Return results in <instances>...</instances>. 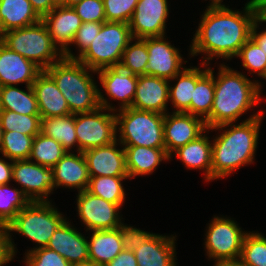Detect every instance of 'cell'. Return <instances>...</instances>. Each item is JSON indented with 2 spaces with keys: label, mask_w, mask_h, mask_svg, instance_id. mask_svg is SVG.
<instances>
[{
  "label": "cell",
  "mask_w": 266,
  "mask_h": 266,
  "mask_svg": "<svg viewBox=\"0 0 266 266\" xmlns=\"http://www.w3.org/2000/svg\"><path fill=\"white\" fill-rule=\"evenodd\" d=\"M245 14L227 7H210L205 10L202 20L192 40L191 55L205 53L208 58L214 56L231 59L250 38V30L257 19V7L254 0L247 2ZM207 62V63H206Z\"/></svg>",
  "instance_id": "obj_1"
},
{
  "label": "cell",
  "mask_w": 266,
  "mask_h": 266,
  "mask_svg": "<svg viewBox=\"0 0 266 266\" xmlns=\"http://www.w3.org/2000/svg\"><path fill=\"white\" fill-rule=\"evenodd\" d=\"M262 114L263 112H259L251 115L238 125L226 123L210 128L213 130L232 127L213 140L212 180L226 177L241 166L253 162Z\"/></svg>",
  "instance_id": "obj_2"
},
{
  "label": "cell",
  "mask_w": 266,
  "mask_h": 266,
  "mask_svg": "<svg viewBox=\"0 0 266 266\" xmlns=\"http://www.w3.org/2000/svg\"><path fill=\"white\" fill-rule=\"evenodd\" d=\"M214 86L213 106L210 117L205 121L207 129L233 123L261 100L258 82H251L242 73L223 64L217 78L214 77Z\"/></svg>",
  "instance_id": "obj_3"
},
{
  "label": "cell",
  "mask_w": 266,
  "mask_h": 266,
  "mask_svg": "<svg viewBox=\"0 0 266 266\" xmlns=\"http://www.w3.org/2000/svg\"><path fill=\"white\" fill-rule=\"evenodd\" d=\"M87 69L96 72L77 59L63 57L45 71L56 82L72 114L92 112L99 107L116 111L101 95Z\"/></svg>",
  "instance_id": "obj_4"
},
{
  "label": "cell",
  "mask_w": 266,
  "mask_h": 266,
  "mask_svg": "<svg viewBox=\"0 0 266 266\" xmlns=\"http://www.w3.org/2000/svg\"><path fill=\"white\" fill-rule=\"evenodd\" d=\"M1 42L34 62L42 70H46L64 57L60 50L58 52L59 48L54 44L42 20L24 28L6 31Z\"/></svg>",
  "instance_id": "obj_5"
},
{
  "label": "cell",
  "mask_w": 266,
  "mask_h": 266,
  "mask_svg": "<svg viewBox=\"0 0 266 266\" xmlns=\"http://www.w3.org/2000/svg\"><path fill=\"white\" fill-rule=\"evenodd\" d=\"M50 204L49 200L47 202H30L6 226L12 258L15 255V245L12 243L11 231H16L39 244L40 246L36 248L47 247L55 230L66 220Z\"/></svg>",
  "instance_id": "obj_6"
},
{
  "label": "cell",
  "mask_w": 266,
  "mask_h": 266,
  "mask_svg": "<svg viewBox=\"0 0 266 266\" xmlns=\"http://www.w3.org/2000/svg\"><path fill=\"white\" fill-rule=\"evenodd\" d=\"M133 40L128 23L103 22L97 36L77 60L95 71L118 67L124 50Z\"/></svg>",
  "instance_id": "obj_7"
},
{
  "label": "cell",
  "mask_w": 266,
  "mask_h": 266,
  "mask_svg": "<svg viewBox=\"0 0 266 266\" xmlns=\"http://www.w3.org/2000/svg\"><path fill=\"white\" fill-rule=\"evenodd\" d=\"M122 145L165 148L163 136L164 114L134 108L115 114Z\"/></svg>",
  "instance_id": "obj_8"
},
{
  "label": "cell",
  "mask_w": 266,
  "mask_h": 266,
  "mask_svg": "<svg viewBox=\"0 0 266 266\" xmlns=\"http://www.w3.org/2000/svg\"><path fill=\"white\" fill-rule=\"evenodd\" d=\"M104 110H106L104 107H99L92 112L75 114L79 152L108 145L117 140L115 114L103 113Z\"/></svg>",
  "instance_id": "obj_9"
},
{
  "label": "cell",
  "mask_w": 266,
  "mask_h": 266,
  "mask_svg": "<svg viewBox=\"0 0 266 266\" xmlns=\"http://www.w3.org/2000/svg\"><path fill=\"white\" fill-rule=\"evenodd\" d=\"M247 233L231 219L214 217L206 233L205 247L216 263L240 258Z\"/></svg>",
  "instance_id": "obj_10"
},
{
  "label": "cell",
  "mask_w": 266,
  "mask_h": 266,
  "mask_svg": "<svg viewBox=\"0 0 266 266\" xmlns=\"http://www.w3.org/2000/svg\"><path fill=\"white\" fill-rule=\"evenodd\" d=\"M12 180L21 184V190L30 202H47L55 187L52 168L29 159L13 161Z\"/></svg>",
  "instance_id": "obj_11"
},
{
  "label": "cell",
  "mask_w": 266,
  "mask_h": 266,
  "mask_svg": "<svg viewBox=\"0 0 266 266\" xmlns=\"http://www.w3.org/2000/svg\"><path fill=\"white\" fill-rule=\"evenodd\" d=\"M77 208L79 218L91 232L116 229L122 224L118 215L119 205L105 201L87 190L78 193Z\"/></svg>",
  "instance_id": "obj_12"
},
{
  "label": "cell",
  "mask_w": 266,
  "mask_h": 266,
  "mask_svg": "<svg viewBox=\"0 0 266 266\" xmlns=\"http://www.w3.org/2000/svg\"><path fill=\"white\" fill-rule=\"evenodd\" d=\"M168 11L167 0H138L128 23L132 38L164 36Z\"/></svg>",
  "instance_id": "obj_13"
},
{
  "label": "cell",
  "mask_w": 266,
  "mask_h": 266,
  "mask_svg": "<svg viewBox=\"0 0 266 266\" xmlns=\"http://www.w3.org/2000/svg\"><path fill=\"white\" fill-rule=\"evenodd\" d=\"M167 114H165L163 122V136L166 152L171 158L173 151L197 139L208 129L203 119L190 113Z\"/></svg>",
  "instance_id": "obj_14"
},
{
  "label": "cell",
  "mask_w": 266,
  "mask_h": 266,
  "mask_svg": "<svg viewBox=\"0 0 266 266\" xmlns=\"http://www.w3.org/2000/svg\"><path fill=\"white\" fill-rule=\"evenodd\" d=\"M164 37L142 39L146 43L148 50L146 75L172 80L173 77L182 71L181 64L183 60L179 51L165 41Z\"/></svg>",
  "instance_id": "obj_15"
},
{
  "label": "cell",
  "mask_w": 266,
  "mask_h": 266,
  "mask_svg": "<svg viewBox=\"0 0 266 266\" xmlns=\"http://www.w3.org/2000/svg\"><path fill=\"white\" fill-rule=\"evenodd\" d=\"M41 20L45 23L54 44L61 47L59 50L63 53V56L68 59H76L68 46L72 44L82 21L73 7L58 4Z\"/></svg>",
  "instance_id": "obj_16"
},
{
  "label": "cell",
  "mask_w": 266,
  "mask_h": 266,
  "mask_svg": "<svg viewBox=\"0 0 266 266\" xmlns=\"http://www.w3.org/2000/svg\"><path fill=\"white\" fill-rule=\"evenodd\" d=\"M118 139L108 145L95 147L83 152L89 176L129 177L124 148L116 149Z\"/></svg>",
  "instance_id": "obj_17"
},
{
  "label": "cell",
  "mask_w": 266,
  "mask_h": 266,
  "mask_svg": "<svg viewBox=\"0 0 266 266\" xmlns=\"http://www.w3.org/2000/svg\"><path fill=\"white\" fill-rule=\"evenodd\" d=\"M170 81L152 75H139L131 108L165 115Z\"/></svg>",
  "instance_id": "obj_18"
},
{
  "label": "cell",
  "mask_w": 266,
  "mask_h": 266,
  "mask_svg": "<svg viewBox=\"0 0 266 266\" xmlns=\"http://www.w3.org/2000/svg\"><path fill=\"white\" fill-rule=\"evenodd\" d=\"M42 71L34 62L0 42V87L23 82L30 86Z\"/></svg>",
  "instance_id": "obj_19"
},
{
  "label": "cell",
  "mask_w": 266,
  "mask_h": 266,
  "mask_svg": "<svg viewBox=\"0 0 266 266\" xmlns=\"http://www.w3.org/2000/svg\"><path fill=\"white\" fill-rule=\"evenodd\" d=\"M47 248L56 251L73 266L89 263L88 240L66 220L55 230Z\"/></svg>",
  "instance_id": "obj_20"
},
{
  "label": "cell",
  "mask_w": 266,
  "mask_h": 266,
  "mask_svg": "<svg viewBox=\"0 0 266 266\" xmlns=\"http://www.w3.org/2000/svg\"><path fill=\"white\" fill-rule=\"evenodd\" d=\"M41 118L72 114L53 78L43 70L32 84Z\"/></svg>",
  "instance_id": "obj_21"
},
{
  "label": "cell",
  "mask_w": 266,
  "mask_h": 266,
  "mask_svg": "<svg viewBox=\"0 0 266 266\" xmlns=\"http://www.w3.org/2000/svg\"><path fill=\"white\" fill-rule=\"evenodd\" d=\"M96 72L107 95L114 100L122 101L119 110L130 108L135 96L138 75L127 72L119 66L106 67Z\"/></svg>",
  "instance_id": "obj_22"
},
{
  "label": "cell",
  "mask_w": 266,
  "mask_h": 266,
  "mask_svg": "<svg viewBox=\"0 0 266 266\" xmlns=\"http://www.w3.org/2000/svg\"><path fill=\"white\" fill-rule=\"evenodd\" d=\"M55 187L65 186L84 191L89 183V171L83 152L78 155L66 152L52 168Z\"/></svg>",
  "instance_id": "obj_23"
},
{
  "label": "cell",
  "mask_w": 266,
  "mask_h": 266,
  "mask_svg": "<svg viewBox=\"0 0 266 266\" xmlns=\"http://www.w3.org/2000/svg\"><path fill=\"white\" fill-rule=\"evenodd\" d=\"M175 237L154 234L144 245L134 250L138 266H176Z\"/></svg>",
  "instance_id": "obj_24"
},
{
  "label": "cell",
  "mask_w": 266,
  "mask_h": 266,
  "mask_svg": "<svg viewBox=\"0 0 266 266\" xmlns=\"http://www.w3.org/2000/svg\"><path fill=\"white\" fill-rule=\"evenodd\" d=\"M126 168L129 178L152 174L162 160H169L165 148L124 145Z\"/></svg>",
  "instance_id": "obj_25"
},
{
  "label": "cell",
  "mask_w": 266,
  "mask_h": 266,
  "mask_svg": "<svg viewBox=\"0 0 266 266\" xmlns=\"http://www.w3.org/2000/svg\"><path fill=\"white\" fill-rule=\"evenodd\" d=\"M123 250L120 227L93 231L88 241L89 263L106 266Z\"/></svg>",
  "instance_id": "obj_26"
},
{
  "label": "cell",
  "mask_w": 266,
  "mask_h": 266,
  "mask_svg": "<svg viewBox=\"0 0 266 266\" xmlns=\"http://www.w3.org/2000/svg\"><path fill=\"white\" fill-rule=\"evenodd\" d=\"M40 20L29 0H0V26L3 33L33 25Z\"/></svg>",
  "instance_id": "obj_27"
},
{
  "label": "cell",
  "mask_w": 266,
  "mask_h": 266,
  "mask_svg": "<svg viewBox=\"0 0 266 266\" xmlns=\"http://www.w3.org/2000/svg\"><path fill=\"white\" fill-rule=\"evenodd\" d=\"M208 139L207 136L202 134L173 152L187 168L204 169L205 178L210 181L212 180V145Z\"/></svg>",
  "instance_id": "obj_28"
},
{
  "label": "cell",
  "mask_w": 266,
  "mask_h": 266,
  "mask_svg": "<svg viewBox=\"0 0 266 266\" xmlns=\"http://www.w3.org/2000/svg\"><path fill=\"white\" fill-rule=\"evenodd\" d=\"M207 71L208 69L203 71L197 67L183 68L179 74L172 78L178 80L174 87L169 86V100H172V104L177 110L174 112L190 113V103L195 84Z\"/></svg>",
  "instance_id": "obj_29"
},
{
  "label": "cell",
  "mask_w": 266,
  "mask_h": 266,
  "mask_svg": "<svg viewBox=\"0 0 266 266\" xmlns=\"http://www.w3.org/2000/svg\"><path fill=\"white\" fill-rule=\"evenodd\" d=\"M40 132L59 142L63 148L70 152V149L77 144L79 146L75 132V114L65 116L41 118Z\"/></svg>",
  "instance_id": "obj_30"
},
{
  "label": "cell",
  "mask_w": 266,
  "mask_h": 266,
  "mask_svg": "<svg viewBox=\"0 0 266 266\" xmlns=\"http://www.w3.org/2000/svg\"><path fill=\"white\" fill-rule=\"evenodd\" d=\"M27 91H23L15 85L0 87L2 110L14 111L22 115H40L32 85L27 86Z\"/></svg>",
  "instance_id": "obj_31"
},
{
  "label": "cell",
  "mask_w": 266,
  "mask_h": 266,
  "mask_svg": "<svg viewBox=\"0 0 266 266\" xmlns=\"http://www.w3.org/2000/svg\"><path fill=\"white\" fill-rule=\"evenodd\" d=\"M214 75L213 70L208 71L196 82L193 89V97L190 103V114L201 117L206 121L210 117L214 99Z\"/></svg>",
  "instance_id": "obj_32"
},
{
  "label": "cell",
  "mask_w": 266,
  "mask_h": 266,
  "mask_svg": "<svg viewBox=\"0 0 266 266\" xmlns=\"http://www.w3.org/2000/svg\"><path fill=\"white\" fill-rule=\"evenodd\" d=\"M66 152L59 142L40 132L34 137L29 160L33 159L39 165L53 168Z\"/></svg>",
  "instance_id": "obj_33"
},
{
  "label": "cell",
  "mask_w": 266,
  "mask_h": 266,
  "mask_svg": "<svg viewBox=\"0 0 266 266\" xmlns=\"http://www.w3.org/2000/svg\"><path fill=\"white\" fill-rule=\"evenodd\" d=\"M125 178L127 179L129 177H91L86 190L105 201L117 204L121 207L126 195L121 181Z\"/></svg>",
  "instance_id": "obj_34"
},
{
  "label": "cell",
  "mask_w": 266,
  "mask_h": 266,
  "mask_svg": "<svg viewBox=\"0 0 266 266\" xmlns=\"http://www.w3.org/2000/svg\"><path fill=\"white\" fill-rule=\"evenodd\" d=\"M29 203L21 189L0 185V226L6 227Z\"/></svg>",
  "instance_id": "obj_35"
},
{
  "label": "cell",
  "mask_w": 266,
  "mask_h": 266,
  "mask_svg": "<svg viewBox=\"0 0 266 266\" xmlns=\"http://www.w3.org/2000/svg\"><path fill=\"white\" fill-rule=\"evenodd\" d=\"M34 137L17 131H3L0 152L10 161L29 159Z\"/></svg>",
  "instance_id": "obj_36"
},
{
  "label": "cell",
  "mask_w": 266,
  "mask_h": 266,
  "mask_svg": "<svg viewBox=\"0 0 266 266\" xmlns=\"http://www.w3.org/2000/svg\"><path fill=\"white\" fill-rule=\"evenodd\" d=\"M0 123L3 131H17L24 135L35 136L40 133V115H22L14 111L2 110Z\"/></svg>",
  "instance_id": "obj_37"
},
{
  "label": "cell",
  "mask_w": 266,
  "mask_h": 266,
  "mask_svg": "<svg viewBox=\"0 0 266 266\" xmlns=\"http://www.w3.org/2000/svg\"><path fill=\"white\" fill-rule=\"evenodd\" d=\"M128 43L123 52L119 67L135 75H145L148 64L147 45L142 39H137L136 43Z\"/></svg>",
  "instance_id": "obj_38"
},
{
  "label": "cell",
  "mask_w": 266,
  "mask_h": 266,
  "mask_svg": "<svg viewBox=\"0 0 266 266\" xmlns=\"http://www.w3.org/2000/svg\"><path fill=\"white\" fill-rule=\"evenodd\" d=\"M240 258L252 266H266V238L259 233H247Z\"/></svg>",
  "instance_id": "obj_39"
},
{
  "label": "cell",
  "mask_w": 266,
  "mask_h": 266,
  "mask_svg": "<svg viewBox=\"0 0 266 266\" xmlns=\"http://www.w3.org/2000/svg\"><path fill=\"white\" fill-rule=\"evenodd\" d=\"M237 57L242 59V65L249 71L257 72L265 79L266 54L251 38L240 48Z\"/></svg>",
  "instance_id": "obj_40"
},
{
  "label": "cell",
  "mask_w": 266,
  "mask_h": 266,
  "mask_svg": "<svg viewBox=\"0 0 266 266\" xmlns=\"http://www.w3.org/2000/svg\"><path fill=\"white\" fill-rule=\"evenodd\" d=\"M138 0H103L107 22L129 23Z\"/></svg>",
  "instance_id": "obj_41"
},
{
  "label": "cell",
  "mask_w": 266,
  "mask_h": 266,
  "mask_svg": "<svg viewBox=\"0 0 266 266\" xmlns=\"http://www.w3.org/2000/svg\"><path fill=\"white\" fill-rule=\"evenodd\" d=\"M25 263L26 266H73L56 251L47 247L29 250Z\"/></svg>",
  "instance_id": "obj_42"
},
{
  "label": "cell",
  "mask_w": 266,
  "mask_h": 266,
  "mask_svg": "<svg viewBox=\"0 0 266 266\" xmlns=\"http://www.w3.org/2000/svg\"><path fill=\"white\" fill-rule=\"evenodd\" d=\"M83 22H106L103 0H82L73 7Z\"/></svg>",
  "instance_id": "obj_43"
},
{
  "label": "cell",
  "mask_w": 266,
  "mask_h": 266,
  "mask_svg": "<svg viewBox=\"0 0 266 266\" xmlns=\"http://www.w3.org/2000/svg\"><path fill=\"white\" fill-rule=\"evenodd\" d=\"M154 234L121 224L120 237L124 250L134 251L144 245Z\"/></svg>",
  "instance_id": "obj_44"
},
{
  "label": "cell",
  "mask_w": 266,
  "mask_h": 266,
  "mask_svg": "<svg viewBox=\"0 0 266 266\" xmlns=\"http://www.w3.org/2000/svg\"><path fill=\"white\" fill-rule=\"evenodd\" d=\"M102 24L103 22H83L81 24L72 42V44L74 43L78 46L80 52V54L76 56V59L90 46L92 40L100 31Z\"/></svg>",
  "instance_id": "obj_45"
},
{
  "label": "cell",
  "mask_w": 266,
  "mask_h": 266,
  "mask_svg": "<svg viewBox=\"0 0 266 266\" xmlns=\"http://www.w3.org/2000/svg\"><path fill=\"white\" fill-rule=\"evenodd\" d=\"M106 266H138L134 251L123 250Z\"/></svg>",
  "instance_id": "obj_46"
},
{
  "label": "cell",
  "mask_w": 266,
  "mask_h": 266,
  "mask_svg": "<svg viewBox=\"0 0 266 266\" xmlns=\"http://www.w3.org/2000/svg\"><path fill=\"white\" fill-rule=\"evenodd\" d=\"M12 259L13 258L8 246V234L6 227L0 226V266H3Z\"/></svg>",
  "instance_id": "obj_47"
},
{
  "label": "cell",
  "mask_w": 266,
  "mask_h": 266,
  "mask_svg": "<svg viewBox=\"0 0 266 266\" xmlns=\"http://www.w3.org/2000/svg\"><path fill=\"white\" fill-rule=\"evenodd\" d=\"M33 10L42 19L51 12L58 4L54 0H29Z\"/></svg>",
  "instance_id": "obj_48"
},
{
  "label": "cell",
  "mask_w": 266,
  "mask_h": 266,
  "mask_svg": "<svg viewBox=\"0 0 266 266\" xmlns=\"http://www.w3.org/2000/svg\"><path fill=\"white\" fill-rule=\"evenodd\" d=\"M259 19L257 18L250 30V38L257 43V45L265 52L266 54V30L257 33V27L258 26Z\"/></svg>",
  "instance_id": "obj_49"
},
{
  "label": "cell",
  "mask_w": 266,
  "mask_h": 266,
  "mask_svg": "<svg viewBox=\"0 0 266 266\" xmlns=\"http://www.w3.org/2000/svg\"><path fill=\"white\" fill-rule=\"evenodd\" d=\"M12 169L13 161L9 164L4 159H0V185H6L12 180Z\"/></svg>",
  "instance_id": "obj_50"
},
{
  "label": "cell",
  "mask_w": 266,
  "mask_h": 266,
  "mask_svg": "<svg viewBox=\"0 0 266 266\" xmlns=\"http://www.w3.org/2000/svg\"><path fill=\"white\" fill-rule=\"evenodd\" d=\"M257 7V18L260 22H266V0H254Z\"/></svg>",
  "instance_id": "obj_51"
},
{
  "label": "cell",
  "mask_w": 266,
  "mask_h": 266,
  "mask_svg": "<svg viewBox=\"0 0 266 266\" xmlns=\"http://www.w3.org/2000/svg\"><path fill=\"white\" fill-rule=\"evenodd\" d=\"M215 266H252L245 263L241 258L216 263Z\"/></svg>",
  "instance_id": "obj_52"
},
{
  "label": "cell",
  "mask_w": 266,
  "mask_h": 266,
  "mask_svg": "<svg viewBox=\"0 0 266 266\" xmlns=\"http://www.w3.org/2000/svg\"><path fill=\"white\" fill-rule=\"evenodd\" d=\"M82 0H63L60 4L67 7H74L79 4Z\"/></svg>",
  "instance_id": "obj_53"
},
{
  "label": "cell",
  "mask_w": 266,
  "mask_h": 266,
  "mask_svg": "<svg viewBox=\"0 0 266 266\" xmlns=\"http://www.w3.org/2000/svg\"><path fill=\"white\" fill-rule=\"evenodd\" d=\"M210 7H225V5L221 4L222 0H211Z\"/></svg>",
  "instance_id": "obj_54"
},
{
  "label": "cell",
  "mask_w": 266,
  "mask_h": 266,
  "mask_svg": "<svg viewBox=\"0 0 266 266\" xmlns=\"http://www.w3.org/2000/svg\"><path fill=\"white\" fill-rule=\"evenodd\" d=\"M2 136H3V130H2L1 123H0V149H1V146H2Z\"/></svg>",
  "instance_id": "obj_55"
},
{
  "label": "cell",
  "mask_w": 266,
  "mask_h": 266,
  "mask_svg": "<svg viewBox=\"0 0 266 266\" xmlns=\"http://www.w3.org/2000/svg\"><path fill=\"white\" fill-rule=\"evenodd\" d=\"M78 266H101V265L92 264V263H87V264H84V265H78Z\"/></svg>",
  "instance_id": "obj_56"
},
{
  "label": "cell",
  "mask_w": 266,
  "mask_h": 266,
  "mask_svg": "<svg viewBox=\"0 0 266 266\" xmlns=\"http://www.w3.org/2000/svg\"><path fill=\"white\" fill-rule=\"evenodd\" d=\"M2 37H3V31H2L1 26H0V42L2 41Z\"/></svg>",
  "instance_id": "obj_57"
},
{
  "label": "cell",
  "mask_w": 266,
  "mask_h": 266,
  "mask_svg": "<svg viewBox=\"0 0 266 266\" xmlns=\"http://www.w3.org/2000/svg\"><path fill=\"white\" fill-rule=\"evenodd\" d=\"M57 4H60L63 0H54Z\"/></svg>",
  "instance_id": "obj_58"
},
{
  "label": "cell",
  "mask_w": 266,
  "mask_h": 266,
  "mask_svg": "<svg viewBox=\"0 0 266 266\" xmlns=\"http://www.w3.org/2000/svg\"><path fill=\"white\" fill-rule=\"evenodd\" d=\"M2 112V107H1V101H0V113Z\"/></svg>",
  "instance_id": "obj_59"
}]
</instances>
